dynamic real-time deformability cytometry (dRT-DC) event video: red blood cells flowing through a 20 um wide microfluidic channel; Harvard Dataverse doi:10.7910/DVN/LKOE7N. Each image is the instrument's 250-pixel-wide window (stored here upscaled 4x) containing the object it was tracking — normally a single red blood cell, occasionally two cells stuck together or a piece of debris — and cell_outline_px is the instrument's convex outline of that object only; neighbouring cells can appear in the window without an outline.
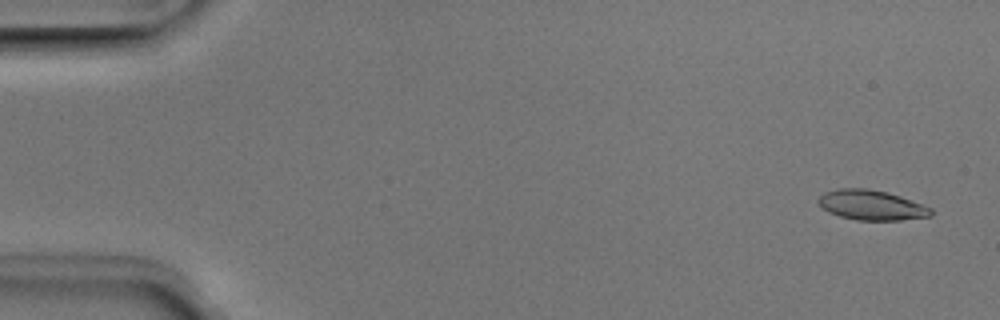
{"species": "Egyptian fruit bat (a non-hibernating species)", "species_latin": "Rousettus aegyptiacus", "temperature_condition": "room temperature", "stored_images_in_passage": 50, "camera_frame_rate_fps": 3000, "um_per_image_px": 0.085, "animal": {"sex": "male"}, "frame": {"image": 1, "passage_image": 1, "time_ms": 0.0, "image_size_px": [1000, 320], "cell_outline_px": [[932, 216], [900, 220], [856, 220], [840, 216], [828, 212], [816, 200], [824, 192], [840, 188], [868, 188], [888, 192], [900, 196], [932, 208]], "centroid_in_image_um": [74.07, 17.43], "position_along_channel_um": 10.9, "area_um2": 19.65}}
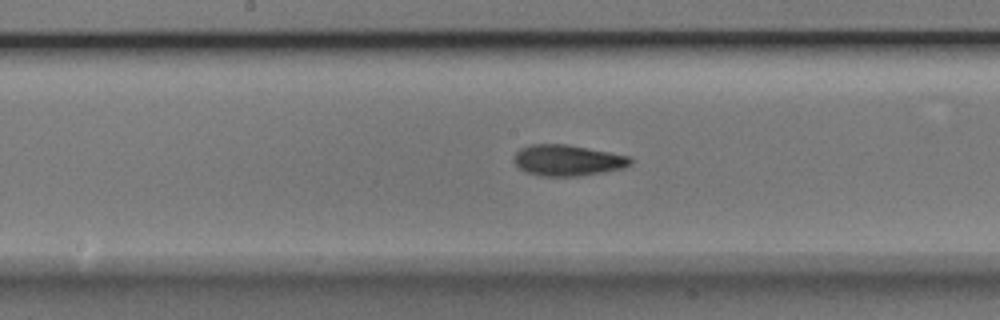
{"frame": {"image": 2, "passage_image": 25, "time_ms": 8.0, "image_size_px": [1000, 320], "cell_outline_px": [[632, 164], [624, 168], [580, 176], [540, 176], [524, 172], [512, 160], [516, 152], [520, 148], [532, 144], [564, 144], [588, 148], [632, 156]], "centroid_in_image_um": [48.25, 13.63], "position_along_channel_um": 200.0, "area_um2": 21.21}}
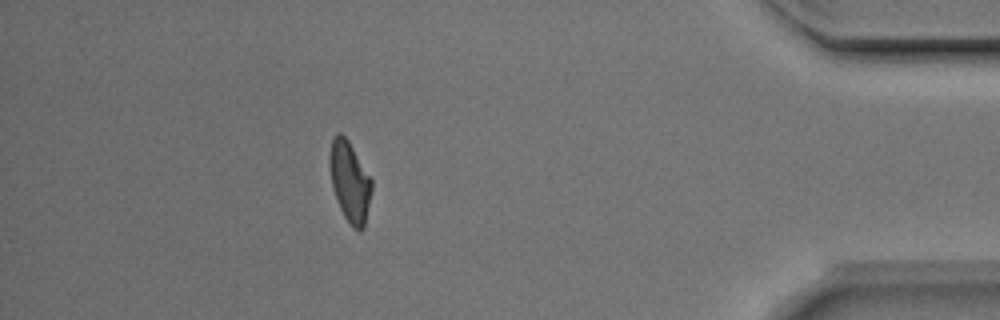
{"frame": {"image": 3, "passage_image": 44, "time_ms": 14.333, "image_size_px": [1000, 320], "cell_outline_px": [[372, 188], [364, 228], [360, 232], [352, 228], [344, 216], [340, 208], [332, 188], [328, 164], [328, 156], [332, 136], [336, 132], [340, 132], [348, 140], [372, 180]], "centroid_in_image_um": [29.7, 15.42], "position_along_channel_um": 405.5, "area_um2": 19.94}, "authors_computed_cell_mechanics": {"area_um2": 20.1433, "velocity_mm_per_s": 3.9801, "shape_relaxation_time_tau1_ms": 5.2702, "shape_relaxation_time_tau2_ms": 2.123, "deformation_change_tau1": 0.1655, "deformation_change_tau2": 0.0935}}